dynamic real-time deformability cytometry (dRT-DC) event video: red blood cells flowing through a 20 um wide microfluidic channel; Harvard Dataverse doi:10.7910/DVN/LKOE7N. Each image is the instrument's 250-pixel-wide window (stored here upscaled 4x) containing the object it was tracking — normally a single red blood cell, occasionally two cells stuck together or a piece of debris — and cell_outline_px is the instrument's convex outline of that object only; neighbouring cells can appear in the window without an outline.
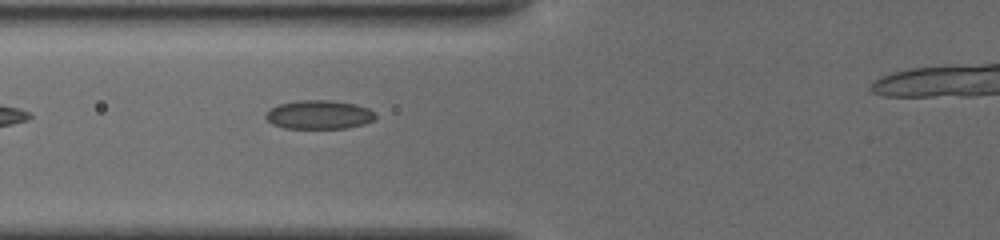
{"species": "common noctule bat (a hibernating species)", "species_latin": "Nyctalus noctula", "temperature_condition": "cold", "stored_images_in_passage": 12, "camera_frame_rate_fps": 3000, "um_per_image_px": 0.085, "animal": {"sex": "female", "body_mass_g": 19.5, "forearm_length_mm": 54.1}, "frame": {"image": 1, "passage_image": 4, "time_ms": 1.667, "image_size_px": [1000, 240], "cell_outline_px": [[376, 116], [372, 120], [364, 124], [344, 128], [284, 128], [272, 124], [264, 116], [276, 104], [296, 100], [332, 100], [356, 104], [368, 108]], "centroid_in_image_um": [27.09, 9.73], "position_along_channel_um": 98.7, "area_um2": 18.38}}
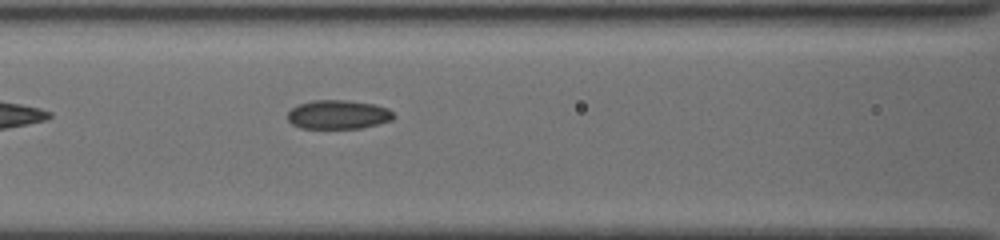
{"frame": {"image": 2, "passage_image": 8, "time_ms": 2.667, "image_size_px": [1000, 240], "cell_outline_px": [[396, 116], [392, 120], [360, 128], [300, 128], [292, 124], [288, 120], [288, 112], [296, 104], [312, 100], [348, 100], [376, 104], [388, 108]], "centroid_in_image_um": [28.74, 9.72], "position_along_channel_um": 137.9, "area_um2": 18.03}}
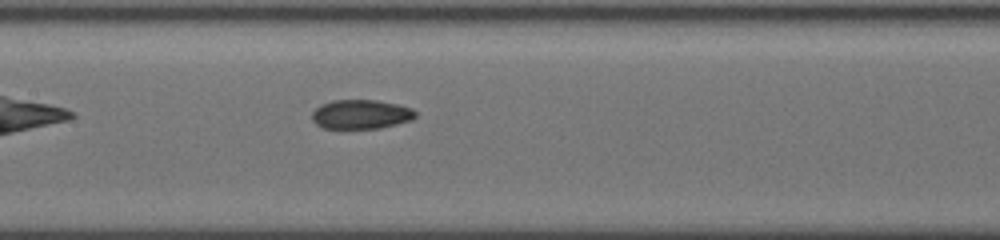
{"frame": {"image": 3, "passage_image": 12, "time_ms": 3.667, "image_size_px": [1000, 240], "cell_outline_px": [[416, 116], [412, 120], [380, 128], [324, 128], [316, 124], [312, 120], [312, 112], [320, 104], [332, 100], [376, 100], [396, 104], [412, 108], [416, 112]], "centroid_in_image_um": [30.67, 9.71], "position_along_channel_um": 176.7, "area_um2": 17.63}}